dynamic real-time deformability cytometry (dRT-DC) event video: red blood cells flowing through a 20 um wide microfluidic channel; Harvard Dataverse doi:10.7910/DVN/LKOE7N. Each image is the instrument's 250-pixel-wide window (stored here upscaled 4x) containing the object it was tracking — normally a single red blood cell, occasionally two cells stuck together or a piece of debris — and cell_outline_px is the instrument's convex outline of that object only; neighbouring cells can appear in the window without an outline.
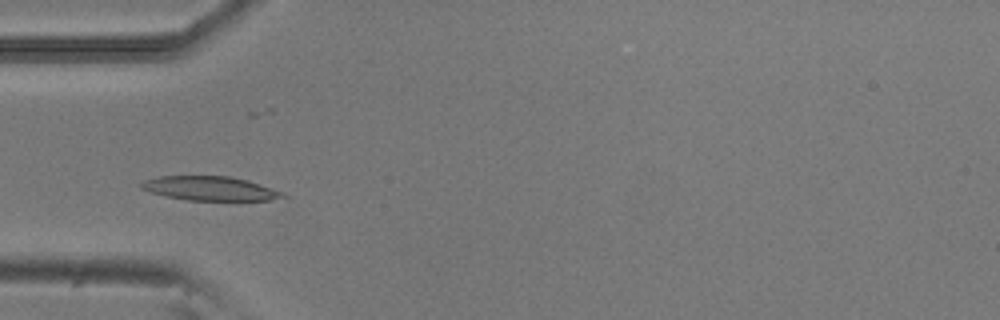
{"species": "common noctule bat (a hibernating species)", "species_latin": "Nyctalus noctula", "temperature_condition": "room temperature", "stored_images_in_passage": 2, "camera_frame_rate_fps": 3000, "um_per_image_px": 0.085, "animal": {"sex": "male", "body_mass_g": 20.5, "forearm_length_mm": 52.5}, "frame": {"image": 1, "passage_image": 1, "time_ms": 0.0, "image_size_px": [1000, 320], "cell_outline_px": [[288, 196], [272, 200], [188, 200], [164, 196], [140, 188], [136, 184], [144, 180], [160, 176], [228, 176], [248, 180], [284, 192]], "centroid_in_image_um": [17.83, 16.01], "position_along_channel_um": 67.2, "area_um2": 20.0}}
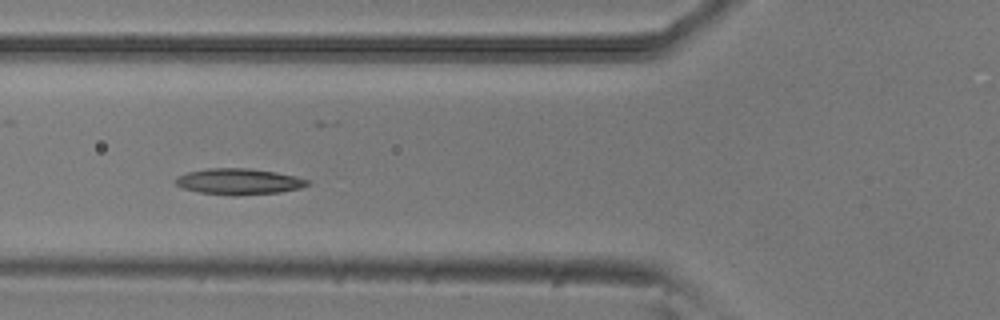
{"frame": {"image": 2, "passage_image": 2, "time_ms": 0.333, "image_size_px": [1000, 320], "cell_outline_px": [[312, 184], [300, 188], [280, 192], [236, 196], [232, 196], [200, 192], [184, 188], [176, 184], [172, 180], [176, 176], [188, 172], [208, 168], [248, 168], [276, 172], [296, 176], [312, 180]], "centroid_in_image_um": [20.33, 15.43], "position_along_channel_um": 105.5, "area_um2": 20.29}}